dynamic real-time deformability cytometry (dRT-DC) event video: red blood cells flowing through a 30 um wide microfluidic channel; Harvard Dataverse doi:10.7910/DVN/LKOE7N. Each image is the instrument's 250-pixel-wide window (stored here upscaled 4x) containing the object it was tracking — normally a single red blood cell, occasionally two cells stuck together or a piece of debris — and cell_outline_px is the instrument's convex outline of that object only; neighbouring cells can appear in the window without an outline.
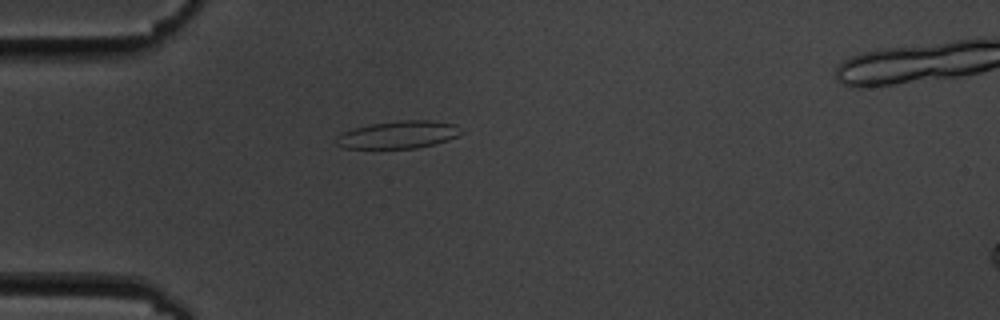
{"species": "common noctule bat (a hibernating species)", "species_latin": "Nyctalus noctula", "temperature_condition": "cold", "stored_images_in_passage": 6, "camera_frame_rate_fps": 3000, "um_per_image_px": 0.085, "animal": {"sex": "male", "body_mass_g": 19.5, "forearm_length_mm": 54.6}, "frame": {"image": 1, "passage_image": 5, "time_ms": 4.667, "image_size_px": [1000, 320], "cell_outline_px": [[464, 132], [460, 136], [436, 144], [416, 148], [344, 148], [336, 144], [336, 136], [344, 132], [356, 128], [372, 124], [400, 120], [432, 120], [456, 124]], "centroid_in_image_um": [33.94, 11.45], "position_along_channel_um": 51.1, "area_um2": 20.11}}